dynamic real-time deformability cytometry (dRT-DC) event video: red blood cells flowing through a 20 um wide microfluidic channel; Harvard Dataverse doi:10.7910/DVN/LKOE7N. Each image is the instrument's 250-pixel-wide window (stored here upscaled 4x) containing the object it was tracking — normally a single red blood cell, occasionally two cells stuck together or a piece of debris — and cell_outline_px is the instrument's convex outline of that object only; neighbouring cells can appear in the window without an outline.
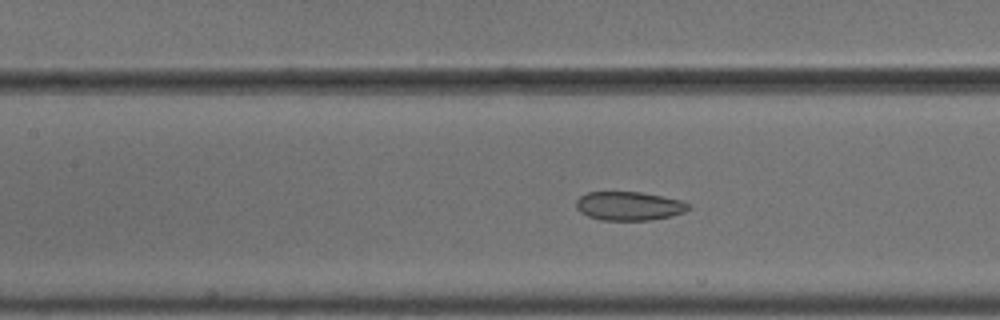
{"species": "common noctule bat (a hibernating species)", "species_latin": "Nyctalus noctula", "temperature_condition": "cold", "stored_images_in_passage": 52, "camera_frame_rate_fps": 3000, "um_per_image_px": 0.085, "animal": {"sex": "male", "body_mass_g": 18.8}, "frame": {"image": 1, "passage_image": 22, "time_ms": 7.0, "image_size_px": [1000, 320], "cell_outline_px": [[692, 208], [684, 212], [672, 216], [648, 220], [600, 220], [588, 216], [580, 212], [576, 208], [576, 200], [580, 196], [588, 192], [644, 192], [680, 200], [688, 204]], "centroid_in_image_um": [53.46, 17.51], "position_along_channel_um": 153.9, "area_um2": 18.9}}
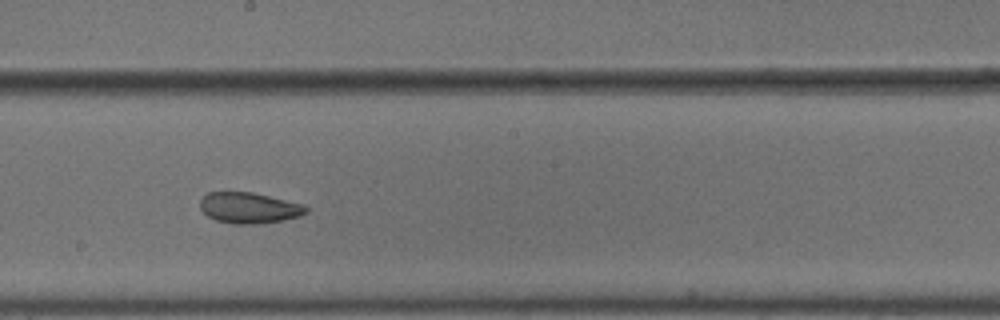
{"frame": {"image": 2, "passage_image": 28, "time_ms": 9.0, "image_size_px": [1000, 320], "cell_outline_px": [[308, 212], [300, 216], [284, 220], [260, 224], [232, 224], [216, 220], [208, 216], [200, 208], [200, 200], [208, 192], [252, 192], [304, 204], [308, 208]], "centroid_in_image_um": [21.19, 17.67], "position_along_channel_um": 227.0, "area_um2": 19.19}}
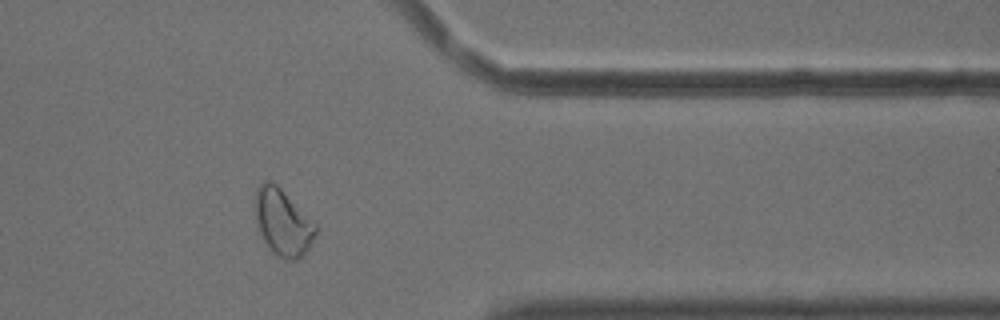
{"frame": {"image": 3, "passage_image": 42, "time_ms": 13.667, "image_size_px": [1000, 320], "cell_outline_px": [[320, 228], [308, 248], [296, 260], [284, 260], [272, 252], [264, 240], [256, 224], [256, 188], [264, 180], [268, 180], [276, 184]], "centroid_in_image_um": [24.05, 18.91], "position_along_channel_um": 387.4, "area_um2": 23.18}, "authors_computed_cell_mechanics": {"area_um2": 22.7443, "velocity_mm_per_s": 3.6622, "shape_relaxation_time_tau1_ms": null, "shape_relaxation_time_tau2_ms": 2.726, "deformation_change_tau1": null, "deformation_change_tau2": 0.075}}